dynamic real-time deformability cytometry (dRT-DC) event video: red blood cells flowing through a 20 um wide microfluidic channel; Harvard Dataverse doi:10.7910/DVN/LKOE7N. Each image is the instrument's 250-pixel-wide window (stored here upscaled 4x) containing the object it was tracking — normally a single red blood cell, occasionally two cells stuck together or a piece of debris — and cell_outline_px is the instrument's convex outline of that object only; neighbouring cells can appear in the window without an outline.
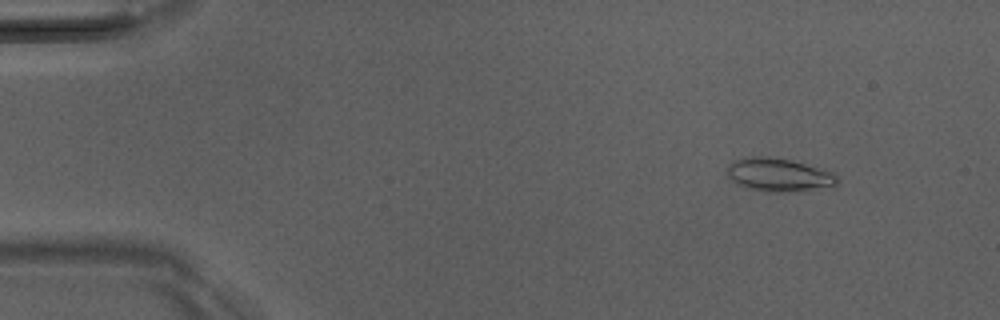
{"species": "Egyptian fruit bat (a non-hibernating species)", "species_latin": "Rousettus aegyptiacus", "temperature_condition": "room temperature", "stored_images_in_passage": 51, "camera_frame_rate_fps": 3000, "um_per_image_px": 0.085, "animal": {"sex": "male"}, "frame": {"image": 1, "passage_image": 6, "time_ms": 1.667, "image_size_px": [1000, 320], "cell_outline_px": [[840, 180], [832, 188], [752, 188], [740, 184], [732, 180], [728, 176], [728, 164], [732, 160], [752, 156], [756, 156], [788, 160], [836, 172]], "centroid_in_image_um": [66.24, 14.79], "position_along_channel_um": 18.8, "area_um2": 19.88}}
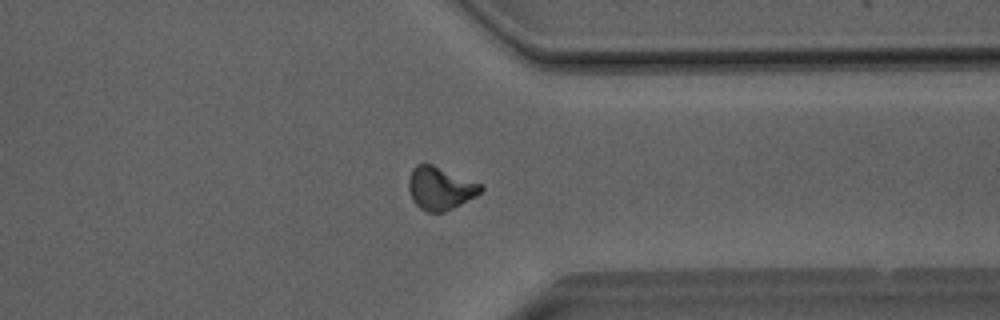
{"frame": {"image": 2, "passage_image": 40, "time_ms": 13.0, "image_size_px": [1000, 320], "cell_outline_px": [[484, 188], [476, 196], [444, 212], [428, 212], [420, 208], [412, 200], [408, 188], [408, 180], [412, 168], [416, 164], [432, 164], [484, 184]], "centroid_in_image_um": [37.42, 15.99], "position_along_channel_um": 374.0, "area_um2": 18.15}}
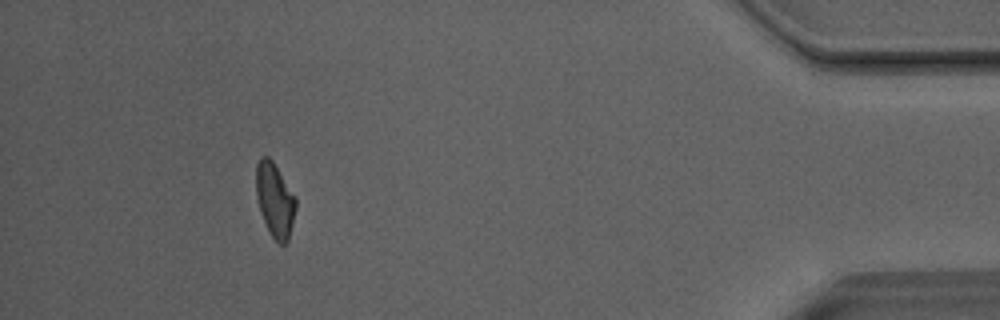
{"frame": {"image": 3, "passage_image": 47, "time_ms": 15.333, "image_size_px": [1000, 320], "cell_outline_px": [[296, 208], [288, 240], [284, 244], [280, 244], [272, 236], [260, 212], [256, 196], [256, 164], [260, 156], [268, 156], [272, 160], [296, 196]], "centroid_in_image_um": [23.36, 16.95], "position_along_channel_um": 411.8, "area_um2": 17.11}, "authors_computed_cell_mechanics": {"area_um2": 17.7446, "velocity_mm_per_s": 4.0569, "shape_relaxation_time_tau1_ms": 8.0879, "shape_relaxation_time_tau2_ms": 3.598, "deformation_change_tau1": 0.2227, "deformation_change_tau2": 0.1089}}